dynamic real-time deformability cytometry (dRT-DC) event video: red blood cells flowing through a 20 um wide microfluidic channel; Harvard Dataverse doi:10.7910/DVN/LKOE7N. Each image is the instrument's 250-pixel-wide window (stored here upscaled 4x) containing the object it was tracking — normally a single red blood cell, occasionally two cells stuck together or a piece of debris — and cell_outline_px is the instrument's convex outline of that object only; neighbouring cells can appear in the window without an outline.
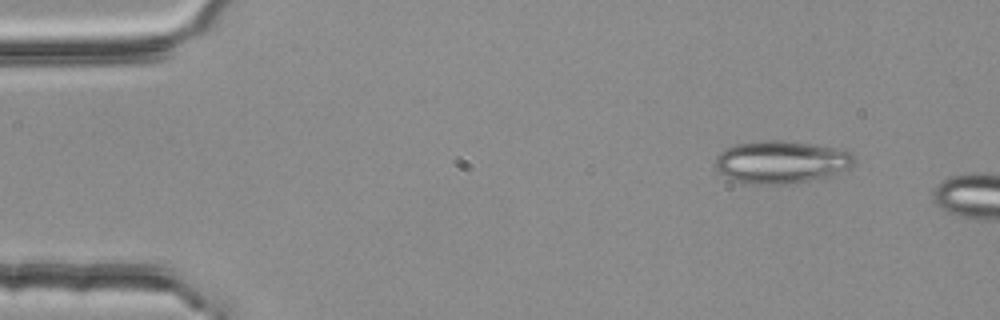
{"species": "common noctule bat (a hibernating species)", "species_latin": "Nyctalus noctula", "temperature_condition": "room temperature", "stored_images_in_passage": 2, "camera_frame_rate_fps": 3000, "um_per_image_px": 0.085, "animal": {"sex": "female", "body_mass_g": 25.1}, "frame": {"image": 1, "passage_image": 1, "time_ms": 0.0, "image_size_px": [1000, 320], "cell_outline_px": [[852, 164], [848, 168], [836, 176], [784, 184], [752, 184], [732, 180], [720, 172], [716, 168], [716, 156], [724, 148], [736, 144], [764, 140], [780, 140], [812, 144], [832, 148], [848, 152], [852, 156]], "centroid_in_image_um": [66.36, 13.78], "position_along_channel_um": 18.6, "area_um2": 34.28}}